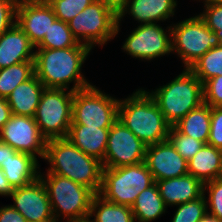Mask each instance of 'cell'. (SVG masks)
Listing matches in <instances>:
<instances>
[{"instance_id":"obj_9","label":"cell","mask_w":222,"mask_h":222,"mask_svg":"<svg viewBox=\"0 0 222 222\" xmlns=\"http://www.w3.org/2000/svg\"><path fill=\"white\" fill-rule=\"evenodd\" d=\"M73 98L71 90L44 89L34 119L47 140L67 138L72 123Z\"/></svg>"},{"instance_id":"obj_27","label":"cell","mask_w":222,"mask_h":222,"mask_svg":"<svg viewBox=\"0 0 222 222\" xmlns=\"http://www.w3.org/2000/svg\"><path fill=\"white\" fill-rule=\"evenodd\" d=\"M68 47H89L78 43L67 22L56 19L36 49H64Z\"/></svg>"},{"instance_id":"obj_6","label":"cell","mask_w":222,"mask_h":222,"mask_svg":"<svg viewBox=\"0 0 222 222\" xmlns=\"http://www.w3.org/2000/svg\"><path fill=\"white\" fill-rule=\"evenodd\" d=\"M154 183L145 162L118 168H103L98 195L108 202L131 207L138 194Z\"/></svg>"},{"instance_id":"obj_10","label":"cell","mask_w":222,"mask_h":222,"mask_svg":"<svg viewBox=\"0 0 222 222\" xmlns=\"http://www.w3.org/2000/svg\"><path fill=\"white\" fill-rule=\"evenodd\" d=\"M118 107L119 99L91 85L74 92L71 124L111 128L118 120Z\"/></svg>"},{"instance_id":"obj_17","label":"cell","mask_w":222,"mask_h":222,"mask_svg":"<svg viewBox=\"0 0 222 222\" xmlns=\"http://www.w3.org/2000/svg\"><path fill=\"white\" fill-rule=\"evenodd\" d=\"M35 45L15 23L0 35V69L21 62L34 61Z\"/></svg>"},{"instance_id":"obj_19","label":"cell","mask_w":222,"mask_h":222,"mask_svg":"<svg viewBox=\"0 0 222 222\" xmlns=\"http://www.w3.org/2000/svg\"><path fill=\"white\" fill-rule=\"evenodd\" d=\"M155 183L166 206L186 203L204 194V184L190 174L155 181Z\"/></svg>"},{"instance_id":"obj_26","label":"cell","mask_w":222,"mask_h":222,"mask_svg":"<svg viewBox=\"0 0 222 222\" xmlns=\"http://www.w3.org/2000/svg\"><path fill=\"white\" fill-rule=\"evenodd\" d=\"M92 222H136L130 206L114 204L96 194L91 202L89 218Z\"/></svg>"},{"instance_id":"obj_4","label":"cell","mask_w":222,"mask_h":222,"mask_svg":"<svg viewBox=\"0 0 222 222\" xmlns=\"http://www.w3.org/2000/svg\"><path fill=\"white\" fill-rule=\"evenodd\" d=\"M147 92L171 127L189 111L204 103L203 83L189 68H184L182 73L166 85Z\"/></svg>"},{"instance_id":"obj_20","label":"cell","mask_w":222,"mask_h":222,"mask_svg":"<svg viewBox=\"0 0 222 222\" xmlns=\"http://www.w3.org/2000/svg\"><path fill=\"white\" fill-rule=\"evenodd\" d=\"M45 88L35 74L30 79L19 84L12 93L6 97L11 113L13 115L34 118Z\"/></svg>"},{"instance_id":"obj_39","label":"cell","mask_w":222,"mask_h":222,"mask_svg":"<svg viewBox=\"0 0 222 222\" xmlns=\"http://www.w3.org/2000/svg\"><path fill=\"white\" fill-rule=\"evenodd\" d=\"M11 109L6 98L0 97V130L11 117Z\"/></svg>"},{"instance_id":"obj_11","label":"cell","mask_w":222,"mask_h":222,"mask_svg":"<svg viewBox=\"0 0 222 222\" xmlns=\"http://www.w3.org/2000/svg\"><path fill=\"white\" fill-rule=\"evenodd\" d=\"M147 145L120 120L110 128L105 150L103 168L136 165L145 161Z\"/></svg>"},{"instance_id":"obj_22","label":"cell","mask_w":222,"mask_h":222,"mask_svg":"<svg viewBox=\"0 0 222 222\" xmlns=\"http://www.w3.org/2000/svg\"><path fill=\"white\" fill-rule=\"evenodd\" d=\"M38 162L32 155L16 151L3 161L1 170L13 189L20 188L39 177Z\"/></svg>"},{"instance_id":"obj_42","label":"cell","mask_w":222,"mask_h":222,"mask_svg":"<svg viewBox=\"0 0 222 222\" xmlns=\"http://www.w3.org/2000/svg\"><path fill=\"white\" fill-rule=\"evenodd\" d=\"M16 151L7 144L0 142V169L4 160L9 156H13Z\"/></svg>"},{"instance_id":"obj_2","label":"cell","mask_w":222,"mask_h":222,"mask_svg":"<svg viewBox=\"0 0 222 222\" xmlns=\"http://www.w3.org/2000/svg\"><path fill=\"white\" fill-rule=\"evenodd\" d=\"M44 160L50 164L46 173L57 174L98 194L102 182V162L74 146L68 138L49 139Z\"/></svg>"},{"instance_id":"obj_34","label":"cell","mask_w":222,"mask_h":222,"mask_svg":"<svg viewBox=\"0 0 222 222\" xmlns=\"http://www.w3.org/2000/svg\"><path fill=\"white\" fill-rule=\"evenodd\" d=\"M203 13L199 16L205 21L206 26L222 38V4L204 3Z\"/></svg>"},{"instance_id":"obj_5","label":"cell","mask_w":222,"mask_h":222,"mask_svg":"<svg viewBox=\"0 0 222 222\" xmlns=\"http://www.w3.org/2000/svg\"><path fill=\"white\" fill-rule=\"evenodd\" d=\"M39 177L46 186L55 222H59L60 217L66 219L65 222L89 218L96 195L90 188L57 174L39 172Z\"/></svg>"},{"instance_id":"obj_31","label":"cell","mask_w":222,"mask_h":222,"mask_svg":"<svg viewBox=\"0 0 222 222\" xmlns=\"http://www.w3.org/2000/svg\"><path fill=\"white\" fill-rule=\"evenodd\" d=\"M168 140L186 161H189L204 145L203 142L180 133L174 126L170 127Z\"/></svg>"},{"instance_id":"obj_23","label":"cell","mask_w":222,"mask_h":222,"mask_svg":"<svg viewBox=\"0 0 222 222\" xmlns=\"http://www.w3.org/2000/svg\"><path fill=\"white\" fill-rule=\"evenodd\" d=\"M188 174L203 184L222 177L221 149L204 144L188 161Z\"/></svg>"},{"instance_id":"obj_38","label":"cell","mask_w":222,"mask_h":222,"mask_svg":"<svg viewBox=\"0 0 222 222\" xmlns=\"http://www.w3.org/2000/svg\"><path fill=\"white\" fill-rule=\"evenodd\" d=\"M0 222H27L11 205L0 207Z\"/></svg>"},{"instance_id":"obj_44","label":"cell","mask_w":222,"mask_h":222,"mask_svg":"<svg viewBox=\"0 0 222 222\" xmlns=\"http://www.w3.org/2000/svg\"><path fill=\"white\" fill-rule=\"evenodd\" d=\"M203 3L222 4V0H203Z\"/></svg>"},{"instance_id":"obj_35","label":"cell","mask_w":222,"mask_h":222,"mask_svg":"<svg viewBox=\"0 0 222 222\" xmlns=\"http://www.w3.org/2000/svg\"><path fill=\"white\" fill-rule=\"evenodd\" d=\"M204 103L211 107H222V75L215 76L203 84Z\"/></svg>"},{"instance_id":"obj_33","label":"cell","mask_w":222,"mask_h":222,"mask_svg":"<svg viewBox=\"0 0 222 222\" xmlns=\"http://www.w3.org/2000/svg\"><path fill=\"white\" fill-rule=\"evenodd\" d=\"M206 191L209 194V198L205 195L207 208L210 207L208 213L222 221V177L205 183L204 194Z\"/></svg>"},{"instance_id":"obj_1","label":"cell","mask_w":222,"mask_h":222,"mask_svg":"<svg viewBox=\"0 0 222 222\" xmlns=\"http://www.w3.org/2000/svg\"><path fill=\"white\" fill-rule=\"evenodd\" d=\"M90 47L37 49L34 56L35 75L46 88L73 92L90 87L81 68L91 52ZM70 83L73 87L70 89Z\"/></svg>"},{"instance_id":"obj_32","label":"cell","mask_w":222,"mask_h":222,"mask_svg":"<svg viewBox=\"0 0 222 222\" xmlns=\"http://www.w3.org/2000/svg\"><path fill=\"white\" fill-rule=\"evenodd\" d=\"M54 10L57 19L68 22L94 0H46Z\"/></svg>"},{"instance_id":"obj_36","label":"cell","mask_w":222,"mask_h":222,"mask_svg":"<svg viewBox=\"0 0 222 222\" xmlns=\"http://www.w3.org/2000/svg\"><path fill=\"white\" fill-rule=\"evenodd\" d=\"M209 145L222 149V107H211Z\"/></svg>"},{"instance_id":"obj_16","label":"cell","mask_w":222,"mask_h":222,"mask_svg":"<svg viewBox=\"0 0 222 222\" xmlns=\"http://www.w3.org/2000/svg\"><path fill=\"white\" fill-rule=\"evenodd\" d=\"M144 162L155 181L188 174V161L177 152L169 140L147 146Z\"/></svg>"},{"instance_id":"obj_40","label":"cell","mask_w":222,"mask_h":222,"mask_svg":"<svg viewBox=\"0 0 222 222\" xmlns=\"http://www.w3.org/2000/svg\"><path fill=\"white\" fill-rule=\"evenodd\" d=\"M13 188L9 184V181L6 179L3 171L0 169V196H10Z\"/></svg>"},{"instance_id":"obj_30","label":"cell","mask_w":222,"mask_h":222,"mask_svg":"<svg viewBox=\"0 0 222 222\" xmlns=\"http://www.w3.org/2000/svg\"><path fill=\"white\" fill-rule=\"evenodd\" d=\"M177 206L172 222H199L208 212L205 194Z\"/></svg>"},{"instance_id":"obj_29","label":"cell","mask_w":222,"mask_h":222,"mask_svg":"<svg viewBox=\"0 0 222 222\" xmlns=\"http://www.w3.org/2000/svg\"><path fill=\"white\" fill-rule=\"evenodd\" d=\"M204 84L207 80L222 75V44L211 48L189 68Z\"/></svg>"},{"instance_id":"obj_7","label":"cell","mask_w":222,"mask_h":222,"mask_svg":"<svg viewBox=\"0 0 222 222\" xmlns=\"http://www.w3.org/2000/svg\"><path fill=\"white\" fill-rule=\"evenodd\" d=\"M68 26L78 43L94 48L113 39L119 32L118 13L105 4L92 2L69 20Z\"/></svg>"},{"instance_id":"obj_24","label":"cell","mask_w":222,"mask_h":222,"mask_svg":"<svg viewBox=\"0 0 222 222\" xmlns=\"http://www.w3.org/2000/svg\"><path fill=\"white\" fill-rule=\"evenodd\" d=\"M211 126V106L202 103L189 111L174 127L182 134L208 143Z\"/></svg>"},{"instance_id":"obj_28","label":"cell","mask_w":222,"mask_h":222,"mask_svg":"<svg viewBox=\"0 0 222 222\" xmlns=\"http://www.w3.org/2000/svg\"><path fill=\"white\" fill-rule=\"evenodd\" d=\"M34 74V61L21 62L0 69V97L6 98L19 84Z\"/></svg>"},{"instance_id":"obj_13","label":"cell","mask_w":222,"mask_h":222,"mask_svg":"<svg viewBox=\"0 0 222 222\" xmlns=\"http://www.w3.org/2000/svg\"><path fill=\"white\" fill-rule=\"evenodd\" d=\"M0 142L36 159L45 157L47 139L33 117L12 114L0 130Z\"/></svg>"},{"instance_id":"obj_45","label":"cell","mask_w":222,"mask_h":222,"mask_svg":"<svg viewBox=\"0 0 222 222\" xmlns=\"http://www.w3.org/2000/svg\"><path fill=\"white\" fill-rule=\"evenodd\" d=\"M72 222H92V221H91V218H86V219L76 220V221H72Z\"/></svg>"},{"instance_id":"obj_14","label":"cell","mask_w":222,"mask_h":222,"mask_svg":"<svg viewBox=\"0 0 222 222\" xmlns=\"http://www.w3.org/2000/svg\"><path fill=\"white\" fill-rule=\"evenodd\" d=\"M10 197L27 222H55L45 184L38 177L26 186L13 189Z\"/></svg>"},{"instance_id":"obj_8","label":"cell","mask_w":222,"mask_h":222,"mask_svg":"<svg viewBox=\"0 0 222 222\" xmlns=\"http://www.w3.org/2000/svg\"><path fill=\"white\" fill-rule=\"evenodd\" d=\"M170 27L172 52L178 54L185 68H190L208 50L222 44V38L208 28L199 15Z\"/></svg>"},{"instance_id":"obj_41","label":"cell","mask_w":222,"mask_h":222,"mask_svg":"<svg viewBox=\"0 0 222 222\" xmlns=\"http://www.w3.org/2000/svg\"><path fill=\"white\" fill-rule=\"evenodd\" d=\"M94 1L107 5L108 7L113 9L116 13H119L122 10L126 2V0H94Z\"/></svg>"},{"instance_id":"obj_43","label":"cell","mask_w":222,"mask_h":222,"mask_svg":"<svg viewBox=\"0 0 222 222\" xmlns=\"http://www.w3.org/2000/svg\"><path fill=\"white\" fill-rule=\"evenodd\" d=\"M199 222H222L218 218L214 217L213 215L207 214L199 221Z\"/></svg>"},{"instance_id":"obj_37","label":"cell","mask_w":222,"mask_h":222,"mask_svg":"<svg viewBox=\"0 0 222 222\" xmlns=\"http://www.w3.org/2000/svg\"><path fill=\"white\" fill-rule=\"evenodd\" d=\"M16 0H0V35L9 30L16 19Z\"/></svg>"},{"instance_id":"obj_3","label":"cell","mask_w":222,"mask_h":222,"mask_svg":"<svg viewBox=\"0 0 222 222\" xmlns=\"http://www.w3.org/2000/svg\"><path fill=\"white\" fill-rule=\"evenodd\" d=\"M118 120L147 146L168 140L171 126L145 89L119 100Z\"/></svg>"},{"instance_id":"obj_18","label":"cell","mask_w":222,"mask_h":222,"mask_svg":"<svg viewBox=\"0 0 222 222\" xmlns=\"http://www.w3.org/2000/svg\"><path fill=\"white\" fill-rule=\"evenodd\" d=\"M176 7V0H126L118 13V22L121 23L126 14L131 15L140 25L163 22L174 16Z\"/></svg>"},{"instance_id":"obj_12","label":"cell","mask_w":222,"mask_h":222,"mask_svg":"<svg viewBox=\"0 0 222 222\" xmlns=\"http://www.w3.org/2000/svg\"><path fill=\"white\" fill-rule=\"evenodd\" d=\"M137 26L123 43L124 52L146 61L172 53L171 27L164 29L157 23Z\"/></svg>"},{"instance_id":"obj_21","label":"cell","mask_w":222,"mask_h":222,"mask_svg":"<svg viewBox=\"0 0 222 222\" xmlns=\"http://www.w3.org/2000/svg\"><path fill=\"white\" fill-rule=\"evenodd\" d=\"M110 128L88 127L80 124H71L67 138L87 155L104 160Z\"/></svg>"},{"instance_id":"obj_25","label":"cell","mask_w":222,"mask_h":222,"mask_svg":"<svg viewBox=\"0 0 222 222\" xmlns=\"http://www.w3.org/2000/svg\"><path fill=\"white\" fill-rule=\"evenodd\" d=\"M131 209L138 222H151L165 214L167 206L160 196L157 184L154 183L138 194Z\"/></svg>"},{"instance_id":"obj_15","label":"cell","mask_w":222,"mask_h":222,"mask_svg":"<svg viewBox=\"0 0 222 222\" xmlns=\"http://www.w3.org/2000/svg\"><path fill=\"white\" fill-rule=\"evenodd\" d=\"M57 19L46 0H21L16 6V24L28 36L35 47L43 40Z\"/></svg>"}]
</instances>
